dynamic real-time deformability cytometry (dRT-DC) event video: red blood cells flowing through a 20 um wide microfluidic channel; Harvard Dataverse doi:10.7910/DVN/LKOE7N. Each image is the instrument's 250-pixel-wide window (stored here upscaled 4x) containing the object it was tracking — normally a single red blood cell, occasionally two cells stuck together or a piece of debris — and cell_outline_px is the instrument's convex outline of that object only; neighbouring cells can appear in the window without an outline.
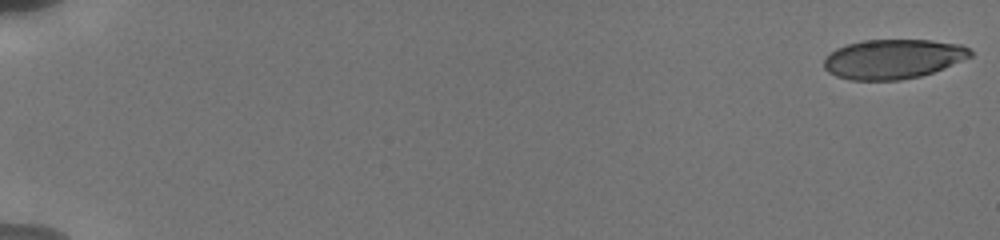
{"species": "human", "species_latin": "Homo sapiens", "temperature_condition": "cold", "stored_images_in_passage": 56, "camera_frame_rate_fps": 3000, "um_per_image_px": 0.085, "donor": {"sex": "male"}, "frame": {"image": 1, "passage_image": 1, "time_ms": 0.0, "image_size_px": [1000, 240], "cell_outline_px": [[972, 56], [932, 72], [920, 76], [900, 80], [852, 80], [836, 76], [828, 72], [824, 68], [824, 56], [836, 48], [848, 44], [864, 40], [932, 40], [960, 44], [968, 48], [972, 52]], "centroid_in_image_um": [75.87, 5.01], "position_along_channel_um": 9.1, "area_um2": 33.64}}
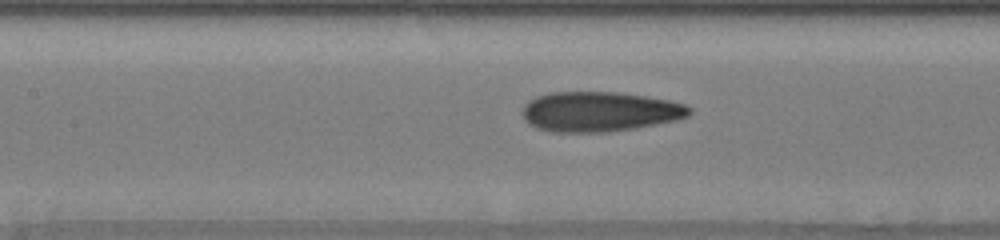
{"frame": {"image": 2, "passage_image": 28, "time_ms": 9.0, "image_size_px": [1000, 240], "cell_outline_px": [[692, 112], [688, 116], [676, 120], [632, 128], [608, 132], [548, 132], [536, 128], [528, 124], [524, 120], [520, 112], [524, 104], [528, 100], [536, 96], [548, 92], [616, 92], [644, 96], [668, 100], [684, 104], [692, 108]], "centroid_in_image_um": [50.88, 9.49], "position_along_channel_um": 156.5, "area_um2": 39.13}}
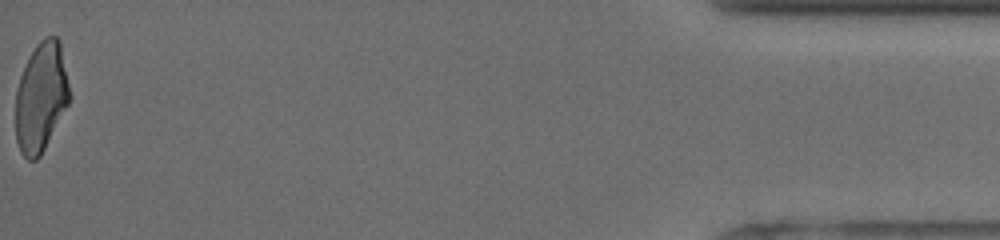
{"frame": {"image": 3, "passage_image": 56, "time_ms": 18.333, "image_size_px": [1000, 240], "cell_outline_px": [[72, 96], [68, 104], [40, 156], [36, 160], [28, 160], [20, 152], [16, 140], [16, 92], [20, 76], [36, 44], [44, 36], [56, 36], [60, 40]], "centroid_in_image_um": [3.51, 8.24], "position_along_channel_um": 431.7, "area_um2": 34.45}, "authors_computed_cell_mechanics": {"area_um2": 36.5585, "velocity_mm_per_s": 3.8216, "shape_relaxation_time_tau1_ms": 5.6871, "shape_relaxation_time_tau2_ms": 1.8074, "deformation_change_tau1": 0.1848, "deformation_change_tau2": 0.0928}}